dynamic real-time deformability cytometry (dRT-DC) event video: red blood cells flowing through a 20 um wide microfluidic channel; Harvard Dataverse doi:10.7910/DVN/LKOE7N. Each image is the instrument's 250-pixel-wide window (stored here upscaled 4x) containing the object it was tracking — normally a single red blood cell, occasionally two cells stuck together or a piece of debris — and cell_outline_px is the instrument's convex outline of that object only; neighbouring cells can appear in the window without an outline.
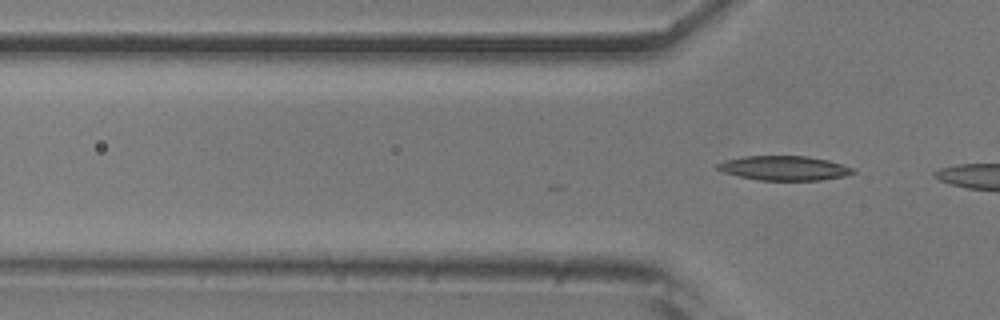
{"species": "common noctule bat (a hibernating species)", "species_latin": "Nyctalus noctula", "temperature_condition": "room temperature", "stored_images_in_passage": 3, "camera_frame_rate_fps": 3000, "um_per_image_px": 0.085, "animal": {"sex": "male", "body_mass_g": 20.5, "forearm_length_mm": 52.5}, "frame": {"image": 1, "passage_image": 3, "time_ms": 0.667, "image_size_px": [1000, 320], "cell_outline_px": [[856, 172], [844, 176], [820, 180], [760, 180], [740, 176], [724, 172], [716, 168], [716, 164], [724, 160], [744, 156], [808, 156], [828, 160], [856, 168]], "centroid_in_image_um": [66.68, 14.28], "position_along_channel_um": 59.1, "area_um2": 19.31}}